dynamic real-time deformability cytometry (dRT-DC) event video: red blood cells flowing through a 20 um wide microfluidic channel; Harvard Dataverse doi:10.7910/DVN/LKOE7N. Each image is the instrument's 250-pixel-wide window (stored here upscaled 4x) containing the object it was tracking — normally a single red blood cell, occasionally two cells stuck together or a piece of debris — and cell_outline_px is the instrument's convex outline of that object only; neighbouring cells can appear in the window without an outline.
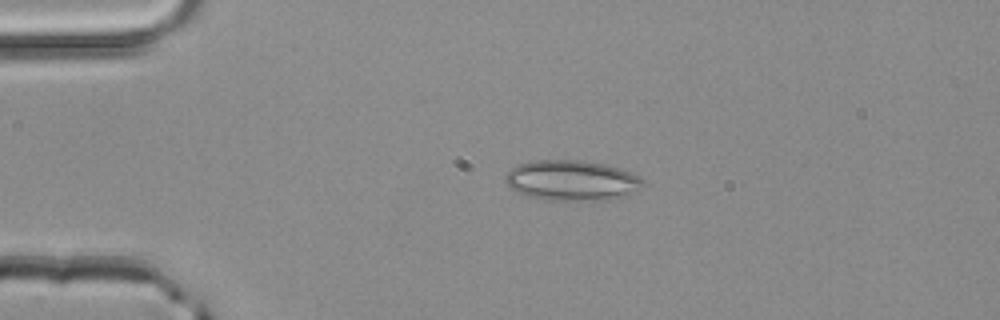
{"species": "common noctule bat (a hibernating species)", "species_latin": "Nyctalus noctula", "temperature_condition": "room temperature", "stored_images_in_passage": 2, "camera_frame_rate_fps": 3000, "um_per_image_px": 0.085, "animal": {"sex": "male", "body_mass_g": 20.4}, "frame": {"image": 1, "passage_image": 1, "time_ms": 0.0, "image_size_px": [1000, 320], "cell_outline_px": [[644, 180], [624, 192], [608, 200], [548, 200], [528, 196], [516, 192], [508, 184], [508, 172], [516, 164], [532, 160], [584, 160], [604, 164], [620, 168]], "centroid_in_image_um": [48.46, 15.31], "position_along_channel_um": 36.5, "area_um2": 31.21}}